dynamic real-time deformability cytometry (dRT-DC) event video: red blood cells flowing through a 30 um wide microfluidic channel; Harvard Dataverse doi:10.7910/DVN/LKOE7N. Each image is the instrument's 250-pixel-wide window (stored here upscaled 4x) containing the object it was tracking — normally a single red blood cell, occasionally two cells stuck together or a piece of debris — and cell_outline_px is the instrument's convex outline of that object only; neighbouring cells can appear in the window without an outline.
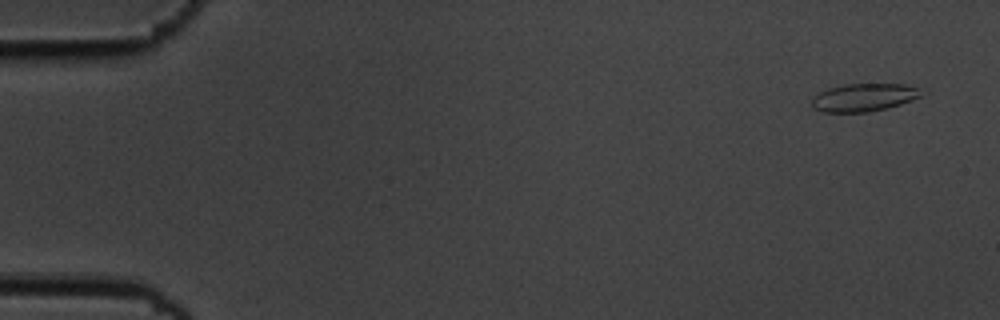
{"species": "common noctule bat (a hibernating species)", "species_latin": "Nyctalus noctula", "temperature_condition": "cold", "stored_images_in_passage": 5, "camera_frame_rate_fps": 3000, "um_per_image_px": 0.085, "animal": {"sex": "male", "body_mass_g": 19.5, "forearm_length_mm": 54.6}, "frame": {"image": 1, "passage_image": 1, "time_ms": 0.0, "image_size_px": [1000, 320], "cell_outline_px": [[924, 96], [888, 108], [868, 112], [824, 112], [816, 108], [812, 104], [812, 96], [828, 88], [844, 84], [904, 84], [916, 88]], "centroid_in_image_um": [73.42, 8.28], "position_along_channel_um": 11.6, "area_um2": 17.69}}